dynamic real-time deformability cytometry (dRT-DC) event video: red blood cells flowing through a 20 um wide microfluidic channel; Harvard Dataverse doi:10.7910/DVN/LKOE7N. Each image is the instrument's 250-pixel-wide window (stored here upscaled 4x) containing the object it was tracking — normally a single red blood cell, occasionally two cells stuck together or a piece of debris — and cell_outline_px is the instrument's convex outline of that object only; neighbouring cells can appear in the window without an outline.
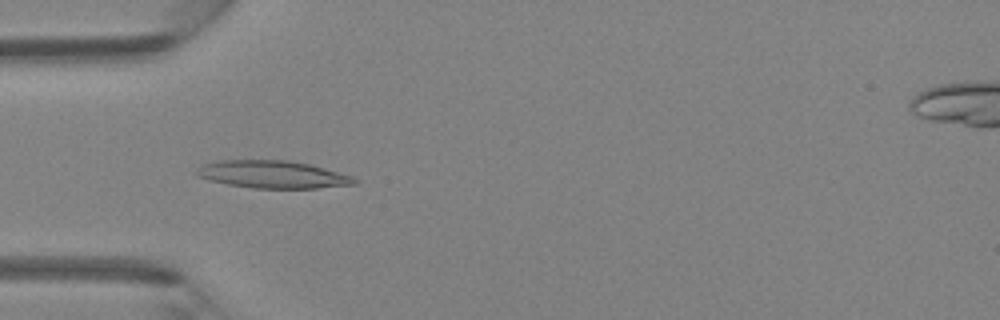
{"species": "Egyptian fruit bat (a non-hibernating species)", "species_latin": "Rousettus aegyptiacus", "temperature_condition": "room temperature", "stored_images_in_passage": 45, "camera_frame_rate_fps": 3000, "um_per_image_px": 0.085, "animal": {"sex": "female"}, "frame": {"image": 1, "passage_image": 14, "time_ms": 4.333, "image_size_px": [1000, 320], "cell_outline_px": [[360, 180], [356, 184], [316, 188], [252, 188], [228, 184], [208, 180], [196, 176], [196, 168], [204, 164], [220, 160], [288, 160], [308, 164], [324, 168], [352, 176]], "centroid_in_image_um": [23.16, 14.83], "position_along_channel_um": 61.8, "area_um2": 25.32}}
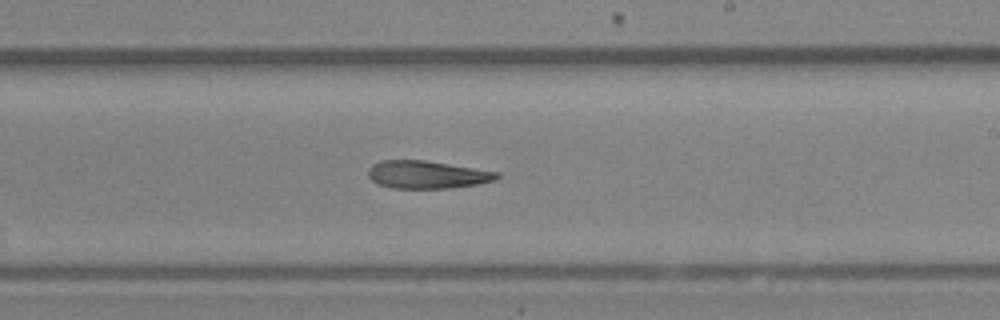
{"frame": {"image": 2, "passage_image": 27, "time_ms": 8.667, "image_size_px": [1000, 320], "cell_outline_px": [[500, 176], [496, 180], [480, 184], [452, 188], [392, 188], [376, 184], [368, 176], [368, 168], [372, 164], [380, 160], [424, 160], [500, 172]], "centroid_in_image_um": [36.3, 14.85], "position_along_channel_um": 252.7, "area_um2": 21.04}}
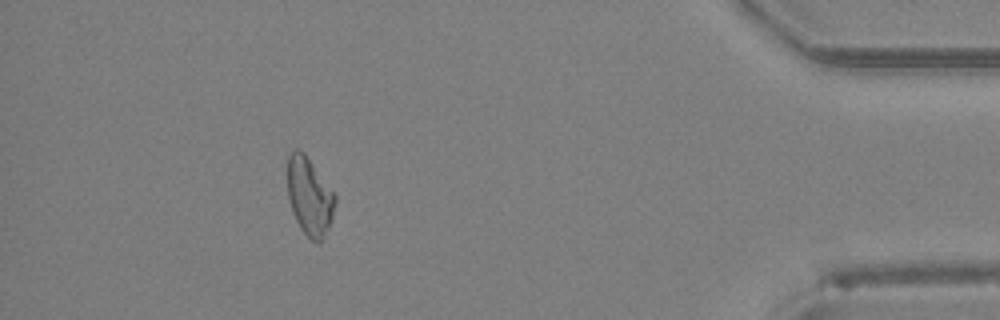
{"frame": {"image": 3, "passage_image": 41, "time_ms": 13.333, "image_size_px": [1000, 320], "cell_outline_px": [[336, 204], [332, 220], [320, 244], [312, 240], [300, 228], [292, 212], [288, 200], [288, 156], [296, 148], [304, 152], [336, 196]], "centroid_in_image_um": [26.31, 16.71], "position_along_channel_um": 408.9, "area_um2": 21.5}}